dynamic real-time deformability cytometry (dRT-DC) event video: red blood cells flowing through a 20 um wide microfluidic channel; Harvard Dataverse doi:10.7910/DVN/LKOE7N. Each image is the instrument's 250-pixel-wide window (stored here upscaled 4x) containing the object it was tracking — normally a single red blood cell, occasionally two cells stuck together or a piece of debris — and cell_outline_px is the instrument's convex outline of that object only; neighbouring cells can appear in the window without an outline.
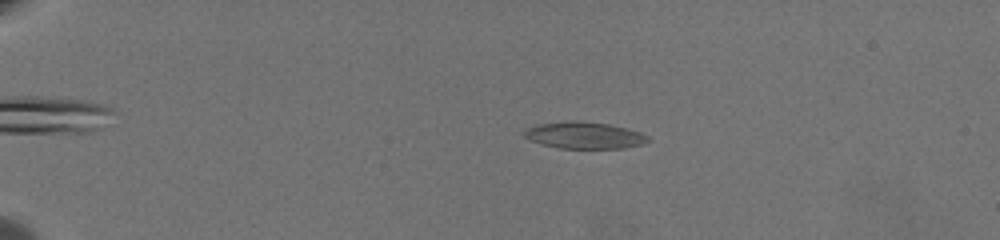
{"species": "common noctule bat (a hibernating species)", "species_latin": "Nyctalus noctula", "temperature_condition": "warm", "stored_images_in_passage": 34, "camera_frame_rate_fps": 3000, "um_per_image_px": 0.085, "animal": {"sex": "female", "body_mass_g": 19.5, "forearm_length_mm": 54.1}, "frame": {"image": 1, "passage_image": 4, "time_ms": 1.0, "image_size_px": [1000, 240], "cell_outline_px": [[648, 140], [640, 144], [624, 148], [560, 148], [544, 144], [532, 140], [524, 136], [524, 132], [528, 128], [536, 124], [608, 124], [628, 128], [640, 132], [648, 136]], "centroid_in_image_um": [49.73, 11.55], "position_along_channel_um": 35.3, "area_um2": 17.92}}
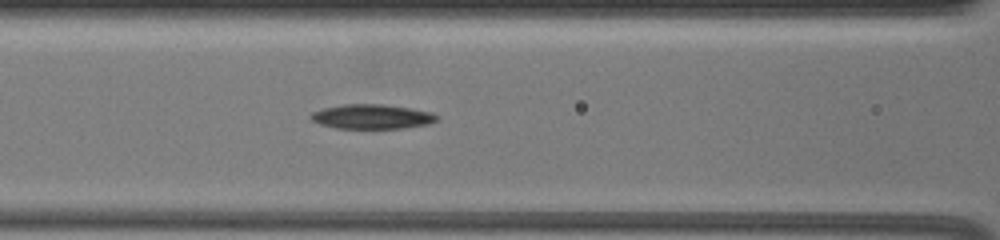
{"frame": {"image": 2, "passage_image": 21, "time_ms": 6.667, "image_size_px": [1000, 240], "cell_outline_px": [[436, 120], [428, 124], [400, 128], [336, 128], [320, 124], [312, 120], [308, 116], [312, 112], [324, 108], [344, 104], [384, 104], [432, 112], [436, 116]], "centroid_in_image_um": [31.56, 9.91], "position_along_channel_um": 135.0, "area_um2": 17.8}}
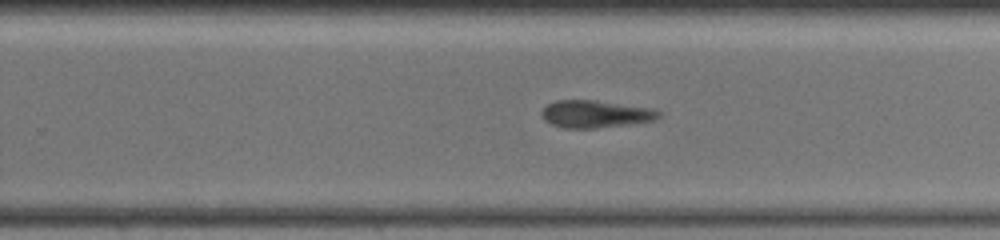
{"frame": {"image": 3, "passage_image": 34, "time_ms": 11.0, "image_size_px": [1000, 240], "cell_outline_px": [[664, 112], [656, 120], [628, 124], [592, 128], [564, 128], [552, 124], [544, 120], [540, 112], [548, 104], [556, 100], [596, 100], [656, 108]], "centroid_in_image_um": [50.67, 9.68], "position_along_channel_um": 279.1, "area_um2": 18.9}}